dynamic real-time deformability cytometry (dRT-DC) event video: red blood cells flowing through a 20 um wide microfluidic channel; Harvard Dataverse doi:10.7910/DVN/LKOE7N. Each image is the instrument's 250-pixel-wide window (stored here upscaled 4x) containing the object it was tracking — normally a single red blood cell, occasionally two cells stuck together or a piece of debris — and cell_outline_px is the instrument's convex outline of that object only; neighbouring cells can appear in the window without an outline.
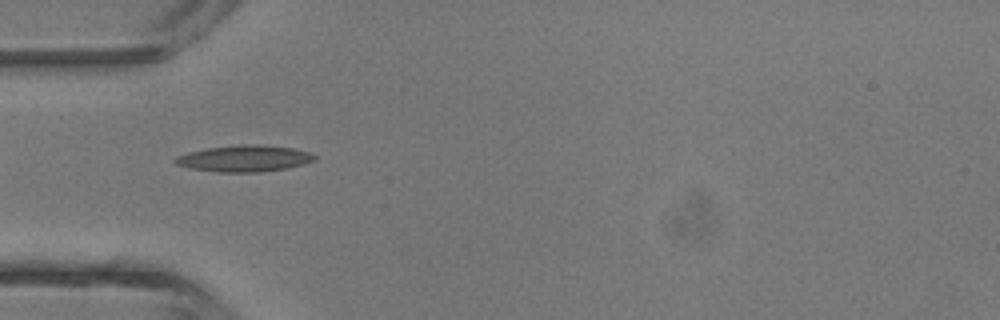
{"species": "common noctule bat (a hibernating species)", "species_latin": "Nyctalus noctula", "temperature_condition": "room temperature", "stored_images_in_passage": 4, "camera_frame_rate_fps": 3000, "um_per_image_px": 0.085, "animal": {"sex": "male", "body_mass_g": 13.3}, "frame": {"image": 1, "passage_image": 4, "time_ms": 3.667, "image_size_px": [1000, 320], "cell_outline_px": [[316, 160], [304, 164], [288, 168], [260, 172], [220, 172], [188, 168], [176, 164], [172, 160], [176, 156], [188, 152], [208, 148], [240, 144], [260, 144], [292, 148], [308, 152], [316, 156]], "centroid_in_image_um": [20.76, 13.47], "position_along_channel_um": 64.2, "area_um2": 21.56}}